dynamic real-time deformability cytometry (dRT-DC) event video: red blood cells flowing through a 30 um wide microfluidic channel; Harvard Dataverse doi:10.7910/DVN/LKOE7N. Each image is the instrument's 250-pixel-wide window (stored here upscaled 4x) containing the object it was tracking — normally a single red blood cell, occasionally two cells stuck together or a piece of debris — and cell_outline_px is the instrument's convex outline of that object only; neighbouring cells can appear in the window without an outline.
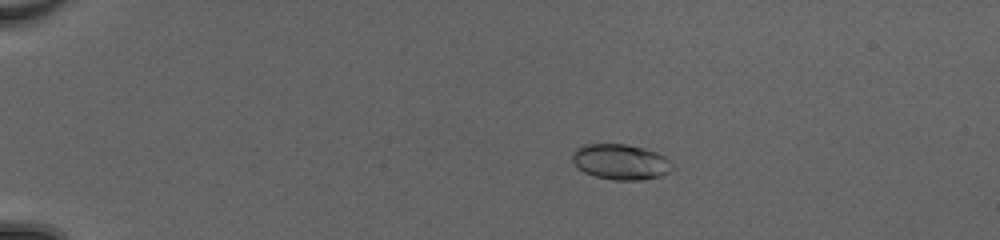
{"species": "common noctule bat (a hibernating species)", "species_latin": "Nyctalus noctula", "temperature_condition": "cold", "stored_images_in_passage": 51, "camera_frame_rate_fps": 3000, "um_per_image_px": 0.085, "animal": {"sex": "female", "body_mass_g": 20.0, "forearm_length_mm": 54.0}, "frame": {"image": 1, "passage_image": 11, "time_ms": 3.333, "image_size_px": [1000, 240], "cell_outline_px": [[672, 168], [668, 172], [660, 176], [640, 180], [616, 180], [596, 176], [584, 172], [576, 168], [572, 160], [572, 152], [580, 144], [624, 144], [644, 148], [656, 152], [664, 156], [672, 164]], "centroid_in_image_um": [52.7, 13.75], "position_along_channel_um": 32.3, "area_um2": 20.69}}
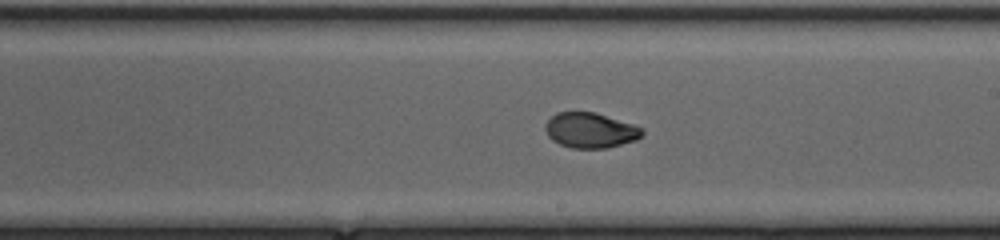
{"frame": {"image": 2, "passage_image": 32, "time_ms": 10.333, "image_size_px": [1000, 240], "cell_outline_px": [[644, 132], [636, 140], [608, 148], [572, 148], [560, 144], [552, 140], [548, 136], [544, 128], [548, 120], [556, 112], [596, 112], [644, 128]], "centroid_in_image_um": [50.18, 11.08], "position_along_channel_um": 238.8, "area_um2": 19.88}}
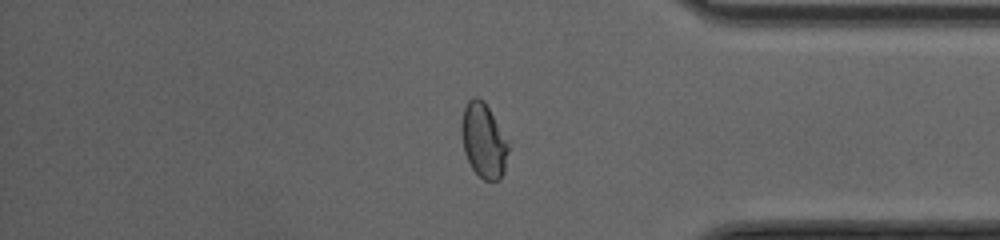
{"frame": {"image": 3, "passage_image": 44, "time_ms": 14.333, "image_size_px": [1000, 240], "cell_outline_px": [[508, 152], [504, 172], [500, 180], [484, 180], [472, 168], [464, 152], [460, 136], [460, 124], [464, 108], [468, 100], [472, 96], [476, 96], [484, 100], [508, 140]], "centroid_in_image_um": [41.09, 11.92], "position_along_channel_um": 394.1, "area_um2": 20.63}, "authors_computed_cell_mechanics": {"area_um2": 20.5768, "velocity_mm_per_s": 4.1853, "shape_relaxation_time_tau1_ms": 4.1573, "shape_relaxation_time_tau2_ms": 0.8218, "deformation_change_tau1": 0.1486, "deformation_change_tau2": 0.0409}}